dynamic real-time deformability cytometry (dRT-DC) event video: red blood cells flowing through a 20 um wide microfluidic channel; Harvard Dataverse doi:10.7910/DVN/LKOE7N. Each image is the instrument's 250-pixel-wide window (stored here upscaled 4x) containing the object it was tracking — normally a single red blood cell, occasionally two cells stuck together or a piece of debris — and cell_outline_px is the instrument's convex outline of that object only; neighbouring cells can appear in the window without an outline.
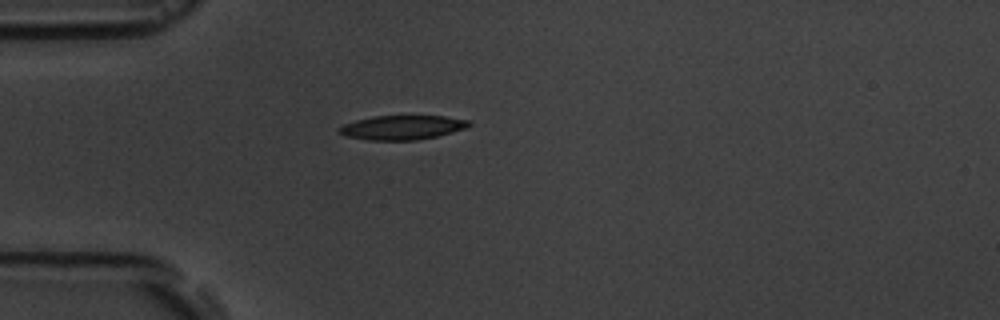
{"species": "common noctule bat (a hibernating species)", "species_latin": "Nyctalus noctula", "temperature_condition": "room temperature", "stored_images_in_passage": 1, "camera_frame_rate_fps": 3000, "um_per_image_px": 0.085, "animal": {"sex": "male", "body_mass_g": 19.5, "forearm_length_mm": 54.6}, "frame": {"image": 1, "passage_image": 1, "time_ms": 0.0, "image_size_px": [1000, 320], "cell_outline_px": [[472, 124], [464, 128], [452, 132], [436, 136], [416, 140], [368, 140], [344, 136], [336, 132], [336, 128], [344, 124], [356, 120], [372, 116], [444, 116], [472, 120]], "centroid_in_image_um": [34.14, 10.83], "position_along_channel_um": 50.9, "area_um2": 18.5}}